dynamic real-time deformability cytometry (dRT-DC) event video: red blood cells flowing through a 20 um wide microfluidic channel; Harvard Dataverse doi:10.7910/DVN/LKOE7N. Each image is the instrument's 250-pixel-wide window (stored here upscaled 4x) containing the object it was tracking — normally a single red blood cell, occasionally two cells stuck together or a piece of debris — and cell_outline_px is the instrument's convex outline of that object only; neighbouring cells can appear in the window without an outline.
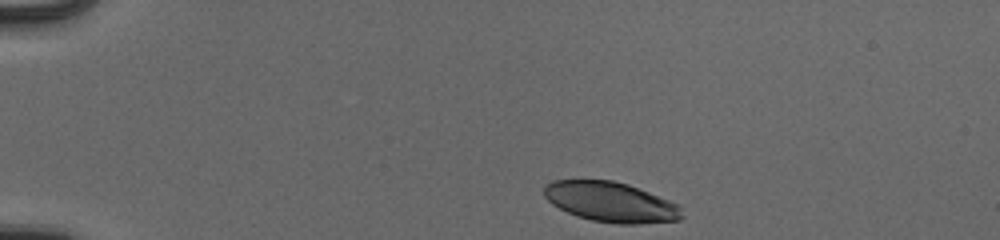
{"species": "human", "species_latin": "Homo sapiens", "temperature_condition": "cold", "stored_images_in_passage": 43, "camera_frame_rate_fps": 3000, "um_per_image_px": 0.085, "donor": {"sex": "male"}, "frame": {"image": 1, "passage_image": 1, "time_ms": 0.0, "image_size_px": [1000, 240], "cell_outline_px": [[684, 216], [680, 220], [640, 224], [616, 224], [592, 220], [576, 216], [552, 204], [544, 196], [544, 188], [552, 180], [612, 180], [628, 184], [680, 204]], "centroid_in_image_um": [51.96, 17.18], "position_along_channel_um": 33.0, "area_um2": 32.31}}
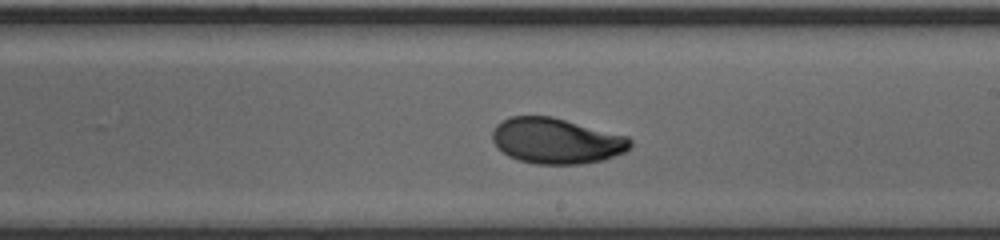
{"frame": {"image": 2, "passage_image": 23, "time_ms": 7.333, "image_size_px": [1000, 240], "cell_outline_px": [[632, 144], [624, 152], [604, 160], [580, 164], [536, 164], [520, 160], [508, 156], [496, 148], [492, 140], [492, 128], [500, 120], [508, 116], [552, 116], [628, 136], [632, 140]], "centroid_in_image_um": [47.25, 11.96], "position_along_channel_um": 241.8, "area_um2": 37.05}}
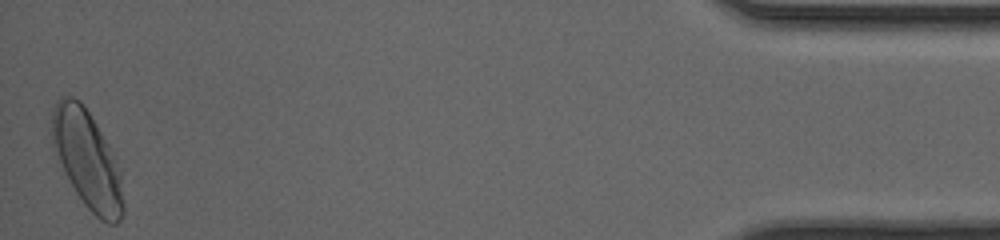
{"frame": {"image": 3, "passage_image": 43, "time_ms": 14.0, "image_size_px": [1000, 240], "cell_outline_px": [[124, 212], [120, 220], [116, 224], [108, 224], [100, 220], [84, 204], [76, 192], [52, 144], [52, 108], [56, 100], [60, 96], [72, 96], [80, 100], [84, 104], [108, 144], [120, 172], [124, 204]], "centroid_in_image_um": [7.42, 13.55], "position_along_channel_um": 427.8, "area_um2": 40.11}, "authors_computed_cell_mechanics": {"area_um2": 36.0672, "velocity_mm_per_s": 3.9475, "shape_relaxation_time_tau1_ms": 2.9059, "shape_relaxation_time_tau2_ms": 1.408, "deformation_change_tau1": 0.1523, "deformation_change_tau2": 0.0527}}